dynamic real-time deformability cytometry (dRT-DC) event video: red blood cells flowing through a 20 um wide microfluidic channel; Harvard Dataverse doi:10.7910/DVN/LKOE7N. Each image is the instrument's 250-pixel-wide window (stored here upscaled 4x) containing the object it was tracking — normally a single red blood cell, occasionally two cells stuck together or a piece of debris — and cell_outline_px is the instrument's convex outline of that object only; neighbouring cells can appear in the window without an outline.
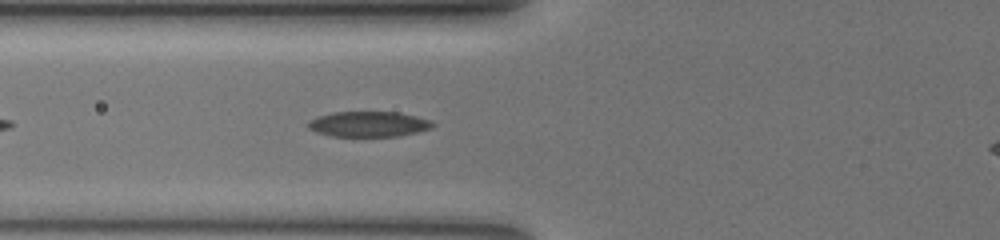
{"species": "common noctule bat (a hibernating species)", "species_latin": "Nyctalus noctula", "temperature_condition": "warm", "stored_images_in_passage": 36, "camera_frame_rate_fps": 3000, "um_per_image_px": 0.085, "animal": {"sex": "female", "body_mass_g": 19.5, "forearm_length_mm": 54.1}, "frame": {"image": 1, "passage_image": 6, "time_ms": 1.667, "image_size_px": [1000, 240], "cell_outline_px": [[436, 124], [432, 128], [416, 132], [396, 136], [332, 136], [316, 132], [308, 128], [308, 120], [332, 112], [396, 112], [416, 116], [432, 120]], "centroid_in_image_um": [31.35, 10.54], "position_along_channel_um": 94.5, "area_um2": 18.38}}
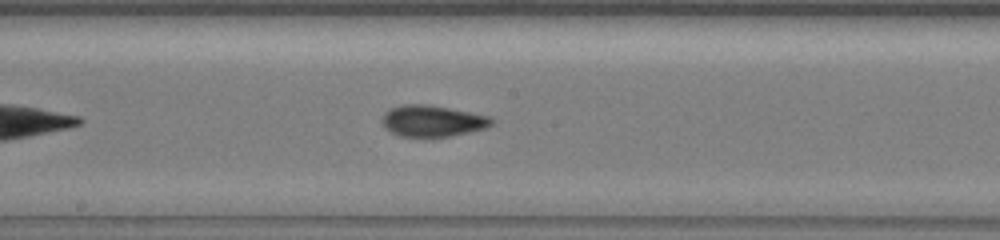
{"frame": {"image": 2, "passage_image": 15, "time_ms": 4.667, "image_size_px": [1000, 240], "cell_outline_px": [[492, 124], [488, 128], [432, 140], [400, 136], [384, 128], [380, 120], [384, 112], [392, 108], [404, 104], [424, 104], [468, 112], [488, 116], [492, 120]], "centroid_in_image_um": [36.7, 10.33], "position_along_channel_um": 211.5, "area_um2": 20.46}}
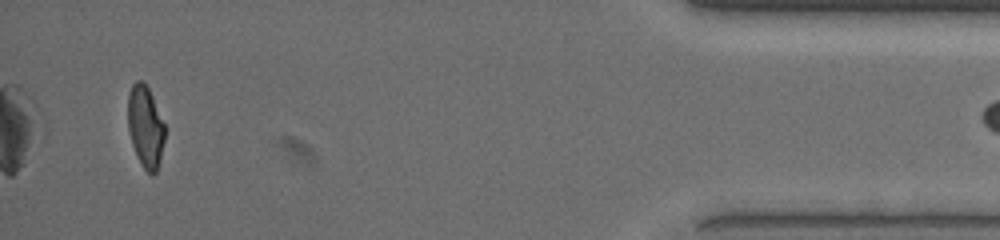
{"frame": {"image": 3, "passage_image": 36, "time_ms": 11.667, "image_size_px": [1000, 240], "cell_outline_px": [[164, 140], [160, 160], [156, 172], [152, 176], [144, 168], [136, 156], [132, 144], [128, 128], [128, 96], [132, 84], [136, 80], [140, 80], [148, 88], [152, 96], [164, 124]], "centroid_in_image_um": [12.35, 10.79], "position_along_channel_um": 422.9, "area_um2": 17.4}, "authors_computed_cell_mechanics": {"area_um2": 19.363, "velocity_mm_per_s": 3.8968, "shape_relaxation_time_tau1_ms": 5.1871, "shape_relaxation_time_tau2_ms": 1.6845, "deformation_change_tau1": 0.1928, "deformation_change_tau2": 0.0833}}